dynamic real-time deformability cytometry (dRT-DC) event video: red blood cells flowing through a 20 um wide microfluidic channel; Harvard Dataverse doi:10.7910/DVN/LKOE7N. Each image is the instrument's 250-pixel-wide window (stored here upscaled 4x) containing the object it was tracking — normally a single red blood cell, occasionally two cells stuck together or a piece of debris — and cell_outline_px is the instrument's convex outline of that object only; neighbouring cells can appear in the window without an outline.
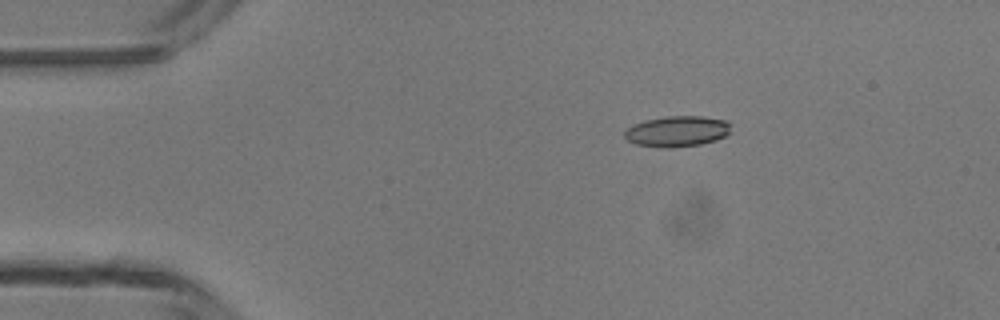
{"species": "common noctule bat (a hibernating species)", "species_latin": "Nyctalus noctula", "temperature_condition": "room temperature", "stored_images_in_passage": 6, "camera_frame_rate_fps": 3000, "um_per_image_px": 0.085, "animal": {"sex": "male", "body_mass_g": 13.3}, "frame": {"image": 1, "passage_image": 3, "time_ms": 2.333, "image_size_px": [1000, 320], "cell_outline_px": [[728, 132], [724, 136], [716, 140], [700, 144], [668, 148], [636, 144], [628, 140], [624, 136], [624, 132], [628, 128], [644, 120], [668, 116], [700, 116], [724, 120], [728, 124]], "centroid_in_image_um": [57.52, 11.16], "position_along_channel_um": 27.5, "area_um2": 18.61}}
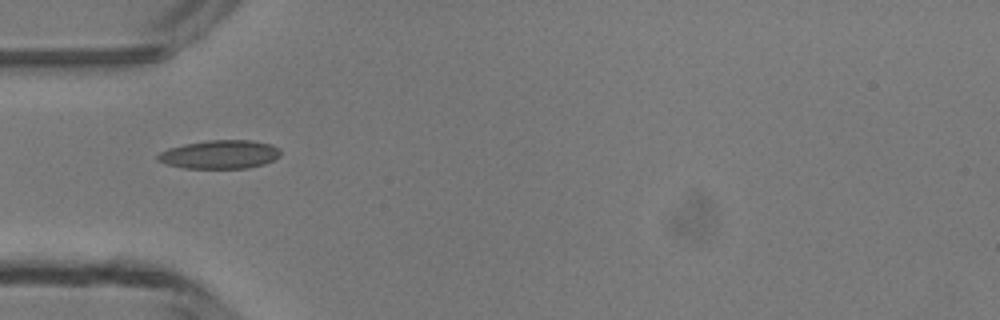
{"frame": {"image": 2, "passage_image": 5, "time_ms": 4.667, "image_size_px": [1000, 320], "cell_outline_px": [[280, 156], [264, 164], [248, 168], [184, 168], [164, 164], [156, 160], [156, 156], [160, 152], [168, 148], [184, 144], [208, 140], [252, 140], [272, 144], [280, 148]], "centroid_in_image_um": [18.67, 13.12], "position_along_channel_um": 66.3, "area_um2": 20.63}}
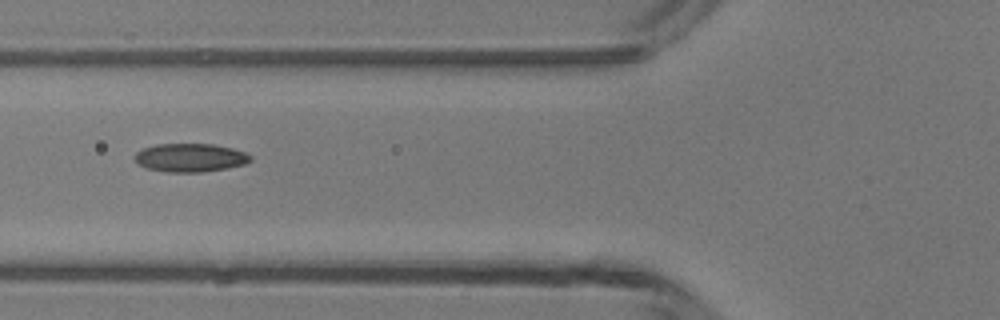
{"frame": {"image": 3, "passage_image": 6, "time_ms": 5.667, "image_size_px": [1000, 320], "cell_outline_px": [[252, 160], [244, 164], [228, 168], [200, 172], [168, 172], [148, 168], [140, 164], [136, 160], [136, 152], [144, 148], [156, 144], [212, 144], [232, 148], [244, 152], [252, 156]], "centroid_in_image_um": [16.21, 13.4], "position_along_channel_um": 109.6, "area_um2": 18.96}}